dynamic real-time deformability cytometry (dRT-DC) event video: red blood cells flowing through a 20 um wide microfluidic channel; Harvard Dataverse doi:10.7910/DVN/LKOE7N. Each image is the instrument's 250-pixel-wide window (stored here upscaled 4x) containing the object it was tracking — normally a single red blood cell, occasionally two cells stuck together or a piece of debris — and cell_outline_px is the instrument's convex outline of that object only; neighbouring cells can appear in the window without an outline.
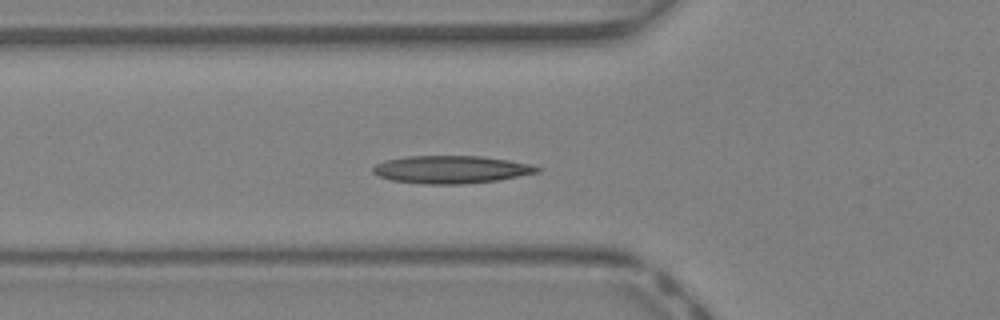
{"species": "Egyptian fruit bat (a non-hibernating species)", "species_latin": "Rousettus aegyptiacus", "temperature_condition": "warm", "stored_images_in_passage": 36, "camera_frame_rate_fps": 3000, "um_per_image_px": 0.085, "animal": {"sex": "female"}, "frame": {"image": 1, "passage_image": 8, "time_ms": 2.333, "image_size_px": [1000, 320], "cell_outline_px": [[540, 172], [496, 180], [464, 184], [424, 184], [392, 180], [380, 176], [372, 172], [372, 168], [376, 164], [384, 160], [408, 156], [480, 156], [508, 160], [528, 164], [540, 168]], "centroid_in_image_um": [38.31, 14.4], "position_along_channel_um": 87.5, "area_um2": 26.3}}
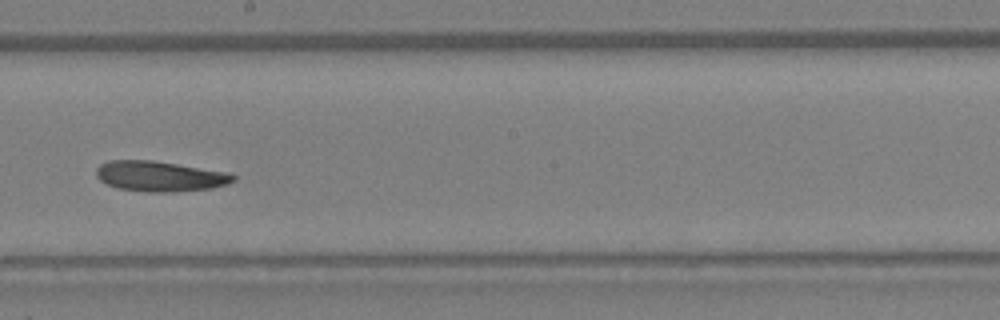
{"frame": {"image": 2, "passage_image": 17, "time_ms": 5.333, "image_size_px": [1000, 320], "cell_outline_px": [[236, 180], [228, 184], [212, 188], [172, 192], [148, 192], [116, 188], [100, 180], [96, 176], [96, 168], [100, 164], [108, 160], [152, 160], [228, 172], [236, 176]], "centroid_in_image_um": [13.59, 14.98], "position_along_channel_um": 234.6, "area_um2": 24.33}}
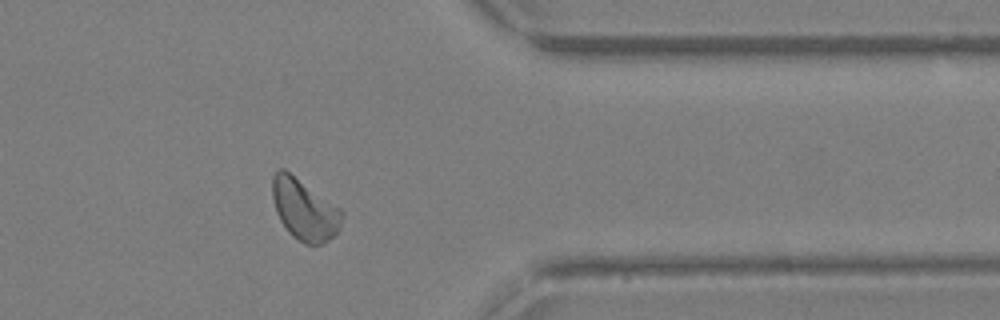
{"frame": {"image": 3, "passage_image": 27, "time_ms": 8.667, "image_size_px": [1000, 320], "cell_outline_px": [[344, 216], [340, 228], [324, 244], [304, 244], [292, 236], [288, 232], [280, 220], [276, 212], [272, 196], [272, 176], [280, 168], [284, 168], [340, 208], [344, 212]], "centroid_in_image_um": [25.87, 17.82], "position_along_channel_um": 385.5, "area_um2": 24.8}}